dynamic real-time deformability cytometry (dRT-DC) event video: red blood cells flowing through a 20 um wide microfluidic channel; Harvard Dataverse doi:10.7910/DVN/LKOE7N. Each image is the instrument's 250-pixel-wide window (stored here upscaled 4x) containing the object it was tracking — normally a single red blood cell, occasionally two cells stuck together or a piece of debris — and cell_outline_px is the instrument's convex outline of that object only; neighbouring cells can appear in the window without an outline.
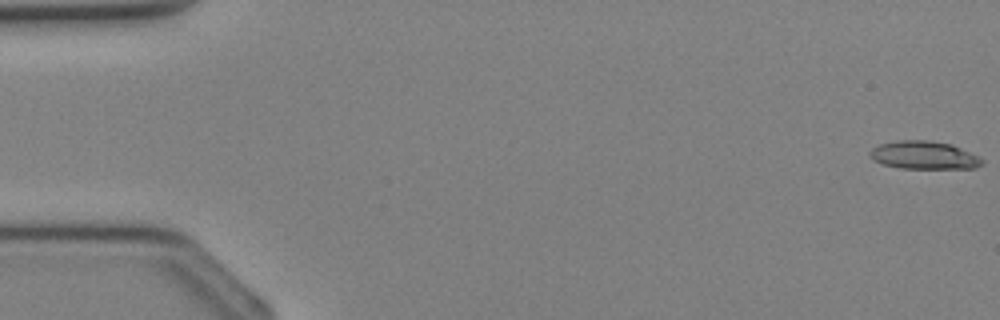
{"species": "Egyptian fruit bat (a non-hibernating species)", "species_latin": "Rousettus aegyptiacus", "temperature_condition": "cold", "stored_images_in_passage": 7, "camera_frame_rate_fps": 3000, "um_per_image_px": 0.085, "animal": {"sex": "female"}, "frame": {"image": 1, "passage_image": 1, "time_ms": 0.0, "image_size_px": [1000, 320], "cell_outline_px": [[984, 164], [976, 168], [900, 168], [884, 164], [872, 160], [868, 156], [868, 152], [872, 148], [880, 144], [896, 140], [932, 140], [952, 144], [984, 160]], "centroid_in_image_um": [78.5, 13.18], "position_along_channel_um": 6.5, "area_um2": 18.38}}